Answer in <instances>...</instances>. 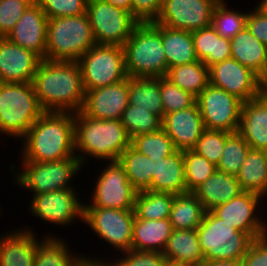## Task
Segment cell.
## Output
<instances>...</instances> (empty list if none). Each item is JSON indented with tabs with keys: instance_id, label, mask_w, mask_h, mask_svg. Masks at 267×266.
Wrapping results in <instances>:
<instances>
[{
	"instance_id": "obj_26",
	"label": "cell",
	"mask_w": 267,
	"mask_h": 266,
	"mask_svg": "<svg viewBox=\"0 0 267 266\" xmlns=\"http://www.w3.org/2000/svg\"><path fill=\"white\" fill-rule=\"evenodd\" d=\"M244 192L235 175L216 170L193 193L202 203L205 211L226 203Z\"/></svg>"
},
{
	"instance_id": "obj_12",
	"label": "cell",
	"mask_w": 267,
	"mask_h": 266,
	"mask_svg": "<svg viewBox=\"0 0 267 266\" xmlns=\"http://www.w3.org/2000/svg\"><path fill=\"white\" fill-rule=\"evenodd\" d=\"M106 165L97 177L90 204L84 207L134 209L138 191L128 181L123 165L118 160Z\"/></svg>"
},
{
	"instance_id": "obj_17",
	"label": "cell",
	"mask_w": 267,
	"mask_h": 266,
	"mask_svg": "<svg viewBox=\"0 0 267 266\" xmlns=\"http://www.w3.org/2000/svg\"><path fill=\"white\" fill-rule=\"evenodd\" d=\"M261 195L254 192H242L239 196L220 204L210 211L239 231L247 233L253 240L267 235V222L257 217Z\"/></svg>"
},
{
	"instance_id": "obj_10",
	"label": "cell",
	"mask_w": 267,
	"mask_h": 266,
	"mask_svg": "<svg viewBox=\"0 0 267 266\" xmlns=\"http://www.w3.org/2000/svg\"><path fill=\"white\" fill-rule=\"evenodd\" d=\"M86 14L96 44L124 46L139 23L130 12L104 0H88Z\"/></svg>"
},
{
	"instance_id": "obj_53",
	"label": "cell",
	"mask_w": 267,
	"mask_h": 266,
	"mask_svg": "<svg viewBox=\"0 0 267 266\" xmlns=\"http://www.w3.org/2000/svg\"><path fill=\"white\" fill-rule=\"evenodd\" d=\"M105 2L124 9L132 14V0H104Z\"/></svg>"
},
{
	"instance_id": "obj_39",
	"label": "cell",
	"mask_w": 267,
	"mask_h": 266,
	"mask_svg": "<svg viewBox=\"0 0 267 266\" xmlns=\"http://www.w3.org/2000/svg\"><path fill=\"white\" fill-rule=\"evenodd\" d=\"M130 145L153 161L161 159V157H168L177 151L172 139L162 128L156 132L140 134L131 138Z\"/></svg>"
},
{
	"instance_id": "obj_23",
	"label": "cell",
	"mask_w": 267,
	"mask_h": 266,
	"mask_svg": "<svg viewBox=\"0 0 267 266\" xmlns=\"http://www.w3.org/2000/svg\"><path fill=\"white\" fill-rule=\"evenodd\" d=\"M14 231L0 235V266H33L40 239L30 228Z\"/></svg>"
},
{
	"instance_id": "obj_8",
	"label": "cell",
	"mask_w": 267,
	"mask_h": 266,
	"mask_svg": "<svg viewBox=\"0 0 267 266\" xmlns=\"http://www.w3.org/2000/svg\"><path fill=\"white\" fill-rule=\"evenodd\" d=\"M21 163V172H17L16 165L12 164L9 170L11 169L16 177L15 183L21 188L31 190L32 195L74 188L69 181H72L71 179L83 168L77 156L50 162L22 160Z\"/></svg>"
},
{
	"instance_id": "obj_47",
	"label": "cell",
	"mask_w": 267,
	"mask_h": 266,
	"mask_svg": "<svg viewBox=\"0 0 267 266\" xmlns=\"http://www.w3.org/2000/svg\"><path fill=\"white\" fill-rule=\"evenodd\" d=\"M121 254L122 257L109 262L111 266H168L162 252L129 250Z\"/></svg>"
},
{
	"instance_id": "obj_40",
	"label": "cell",
	"mask_w": 267,
	"mask_h": 266,
	"mask_svg": "<svg viewBox=\"0 0 267 266\" xmlns=\"http://www.w3.org/2000/svg\"><path fill=\"white\" fill-rule=\"evenodd\" d=\"M226 0L215 6L211 25L224 38L231 39L246 26L248 12L229 9Z\"/></svg>"
},
{
	"instance_id": "obj_25",
	"label": "cell",
	"mask_w": 267,
	"mask_h": 266,
	"mask_svg": "<svg viewBox=\"0 0 267 266\" xmlns=\"http://www.w3.org/2000/svg\"><path fill=\"white\" fill-rule=\"evenodd\" d=\"M163 255L168 266H202L205 261L196 229H173Z\"/></svg>"
},
{
	"instance_id": "obj_16",
	"label": "cell",
	"mask_w": 267,
	"mask_h": 266,
	"mask_svg": "<svg viewBox=\"0 0 267 266\" xmlns=\"http://www.w3.org/2000/svg\"><path fill=\"white\" fill-rule=\"evenodd\" d=\"M209 83L234 95L243 103L258 97L263 92L260 77L233 58L209 67Z\"/></svg>"
},
{
	"instance_id": "obj_41",
	"label": "cell",
	"mask_w": 267,
	"mask_h": 266,
	"mask_svg": "<svg viewBox=\"0 0 267 266\" xmlns=\"http://www.w3.org/2000/svg\"><path fill=\"white\" fill-rule=\"evenodd\" d=\"M250 148L238 132L231 133L225 141L217 170L236 176Z\"/></svg>"
},
{
	"instance_id": "obj_28",
	"label": "cell",
	"mask_w": 267,
	"mask_h": 266,
	"mask_svg": "<svg viewBox=\"0 0 267 266\" xmlns=\"http://www.w3.org/2000/svg\"><path fill=\"white\" fill-rule=\"evenodd\" d=\"M229 40L231 58L261 77L267 67V46L256 39L247 26Z\"/></svg>"
},
{
	"instance_id": "obj_27",
	"label": "cell",
	"mask_w": 267,
	"mask_h": 266,
	"mask_svg": "<svg viewBox=\"0 0 267 266\" xmlns=\"http://www.w3.org/2000/svg\"><path fill=\"white\" fill-rule=\"evenodd\" d=\"M172 231L169 218L144 220L135 217L131 250L163 253Z\"/></svg>"
},
{
	"instance_id": "obj_6",
	"label": "cell",
	"mask_w": 267,
	"mask_h": 266,
	"mask_svg": "<svg viewBox=\"0 0 267 266\" xmlns=\"http://www.w3.org/2000/svg\"><path fill=\"white\" fill-rule=\"evenodd\" d=\"M44 112L32 82H0V134L22 139Z\"/></svg>"
},
{
	"instance_id": "obj_55",
	"label": "cell",
	"mask_w": 267,
	"mask_h": 266,
	"mask_svg": "<svg viewBox=\"0 0 267 266\" xmlns=\"http://www.w3.org/2000/svg\"><path fill=\"white\" fill-rule=\"evenodd\" d=\"M258 3L266 11V13H267V0H261Z\"/></svg>"
},
{
	"instance_id": "obj_15",
	"label": "cell",
	"mask_w": 267,
	"mask_h": 266,
	"mask_svg": "<svg viewBox=\"0 0 267 266\" xmlns=\"http://www.w3.org/2000/svg\"><path fill=\"white\" fill-rule=\"evenodd\" d=\"M220 0H162L155 24L172 29L196 31L211 25L212 14Z\"/></svg>"
},
{
	"instance_id": "obj_19",
	"label": "cell",
	"mask_w": 267,
	"mask_h": 266,
	"mask_svg": "<svg viewBox=\"0 0 267 266\" xmlns=\"http://www.w3.org/2000/svg\"><path fill=\"white\" fill-rule=\"evenodd\" d=\"M40 62L33 51L0 37V82H32Z\"/></svg>"
},
{
	"instance_id": "obj_22",
	"label": "cell",
	"mask_w": 267,
	"mask_h": 266,
	"mask_svg": "<svg viewBox=\"0 0 267 266\" xmlns=\"http://www.w3.org/2000/svg\"><path fill=\"white\" fill-rule=\"evenodd\" d=\"M238 133L252 149L267 151V93L242 104Z\"/></svg>"
},
{
	"instance_id": "obj_50",
	"label": "cell",
	"mask_w": 267,
	"mask_h": 266,
	"mask_svg": "<svg viewBox=\"0 0 267 266\" xmlns=\"http://www.w3.org/2000/svg\"><path fill=\"white\" fill-rule=\"evenodd\" d=\"M241 266H267V235L251 242Z\"/></svg>"
},
{
	"instance_id": "obj_29",
	"label": "cell",
	"mask_w": 267,
	"mask_h": 266,
	"mask_svg": "<svg viewBox=\"0 0 267 266\" xmlns=\"http://www.w3.org/2000/svg\"><path fill=\"white\" fill-rule=\"evenodd\" d=\"M192 38L197 59L208 68L231 58L230 40L221 37L212 25L193 31Z\"/></svg>"
},
{
	"instance_id": "obj_31",
	"label": "cell",
	"mask_w": 267,
	"mask_h": 266,
	"mask_svg": "<svg viewBox=\"0 0 267 266\" xmlns=\"http://www.w3.org/2000/svg\"><path fill=\"white\" fill-rule=\"evenodd\" d=\"M162 44L168 69L198 61L190 31L162 25Z\"/></svg>"
},
{
	"instance_id": "obj_45",
	"label": "cell",
	"mask_w": 267,
	"mask_h": 266,
	"mask_svg": "<svg viewBox=\"0 0 267 266\" xmlns=\"http://www.w3.org/2000/svg\"><path fill=\"white\" fill-rule=\"evenodd\" d=\"M36 0H0V37H7L19 18Z\"/></svg>"
},
{
	"instance_id": "obj_34",
	"label": "cell",
	"mask_w": 267,
	"mask_h": 266,
	"mask_svg": "<svg viewBox=\"0 0 267 266\" xmlns=\"http://www.w3.org/2000/svg\"><path fill=\"white\" fill-rule=\"evenodd\" d=\"M50 236L46 235L37 244L33 266H75L83 257L82 254H72L64 239Z\"/></svg>"
},
{
	"instance_id": "obj_38",
	"label": "cell",
	"mask_w": 267,
	"mask_h": 266,
	"mask_svg": "<svg viewBox=\"0 0 267 266\" xmlns=\"http://www.w3.org/2000/svg\"><path fill=\"white\" fill-rule=\"evenodd\" d=\"M120 120L130 139L140 134L156 132L162 128L160 116L148 109L138 108L131 104L123 111Z\"/></svg>"
},
{
	"instance_id": "obj_24",
	"label": "cell",
	"mask_w": 267,
	"mask_h": 266,
	"mask_svg": "<svg viewBox=\"0 0 267 266\" xmlns=\"http://www.w3.org/2000/svg\"><path fill=\"white\" fill-rule=\"evenodd\" d=\"M148 190L174 195L187 192L183 151L177 150L168 157L154 161L152 183Z\"/></svg>"
},
{
	"instance_id": "obj_33",
	"label": "cell",
	"mask_w": 267,
	"mask_h": 266,
	"mask_svg": "<svg viewBox=\"0 0 267 266\" xmlns=\"http://www.w3.org/2000/svg\"><path fill=\"white\" fill-rule=\"evenodd\" d=\"M205 209L193 192H186L174 196L170 223L176 230L197 229L201 224Z\"/></svg>"
},
{
	"instance_id": "obj_44",
	"label": "cell",
	"mask_w": 267,
	"mask_h": 266,
	"mask_svg": "<svg viewBox=\"0 0 267 266\" xmlns=\"http://www.w3.org/2000/svg\"><path fill=\"white\" fill-rule=\"evenodd\" d=\"M160 92L164 108V115L174 111L186 109L196 102L195 96L188 91L179 88L165 76L160 77Z\"/></svg>"
},
{
	"instance_id": "obj_37",
	"label": "cell",
	"mask_w": 267,
	"mask_h": 266,
	"mask_svg": "<svg viewBox=\"0 0 267 266\" xmlns=\"http://www.w3.org/2000/svg\"><path fill=\"white\" fill-rule=\"evenodd\" d=\"M174 196L150 190L139 191L134 206L135 217L144 220L169 218Z\"/></svg>"
},
{
	"instance_id": "obj_48",
	"label": "cell",
	"mask_w": 267,
	"mask_h": 266,
	"mask_svg": "<svg viewBox=\"0 0 267 266\" xmlns=\"http://www.w3.org/2000/svg\"><path fill=\"white\" fill-rule=\"evenodd\" d=\"M162 9V0H132V16L139 23L155 22Z\"/></svg>"
},
{
	"instance_id": "obj_51",
	"label": "cell",
	"mask_w": 267,
	"mask_h": 266,
	"mask_svg": "<svg viewBox=\"0 0 267 266\" xmlns=\"http://www.w3.org/2000/svg\"><path fill=\"white\" fill-rule=\"evenodd\" d=\"M75 266H111L109 262L105 263L104 259H94L84 255Z\"/></svg>"
},
{
	"instance_id": "obj_4",
	"label": "cell",
	"mask_w": 267,
	"mask_h": 266,
	"mask_svg": "<svg viewBox=\"0 0 267 266\" xmlns=\"http://www.w3.org/2000/svg\"><path fill=\"white\" fill-rule=\"evenodd\" d=\"M128 77L159 78L168 72L162 44V25L138 23L124 46Z\"/></svg>"
},
{
	"instance_id": "obj_21",
	"label": "cell",
	"mask_w": 267,
	"mask_h": 266,
	"mask_svg": "<svg viewBox=\"0 0 267 266\" xmlns=\"http://www.w3.org/2000/svg\"><path fill=\"white\" fill-rule=\"evenodd\" d=\"M47 22L44 11L35 3L26 9L6 38L46 59Z\"/></svg>"
},
{
	"instance_id": "obj_2",
	"label": "cell",
	"mask_w": 267,
	"mask_h": 266,
	"mask_svg": "<svg viewBox=\"0 0 267 266\" xmlns=\"http://www.w3.org/2000/svg\"><path fill=\"white\" fill-rule=\"evenodd\" d=\"M75 113L44 112L22 137V160L59 161L75 154Z\"/></svg>"
},
{
	"instance_id": "obj_1",
	"label": "cell",
	"mask_w": 267,
	"mask_h": 266,
	"mask_svg": "<svg viewBox=\"0 0 267 266\" xmlns=\"http://www.w3.org/2000/svg\"><path fill=\"white\" fill-rule=\"evenodd\" d=\"M32 84L45 112L81 111L85 90L78 61L41 59Z\"/></svg>"
},
{
	"instance_id": "obj_14",
	"label": "cell",
	"mask_w": 267,
	"mask_h": 266,
	"mask_svg": "<svg viewBox=\"0 0 267 266\" xmlns=\"http://www.w3.org/2000/svg\"><path fill=\"white\" fill-rule=\"evenodd\" d=\"M29 203L31 215L58 226L71 225L75 219L83 222L84 202L74 188L36 194Z\"/></svg>"
},
{
	"instance_id": "obj_13",
	"label": "cell",
	"mask_w": 267,
	"mask_h": 266,
	"mask_svg": "<svg viewBox=\"0 0 267 266\" xmlns=\"http://www.w3.org/2000/svg\"><path fill=\"white\" fill-rule=\"evenodd\" d=\"M196 102L205 129L238 132L243 104L240 99L209 83Z\"/></svg>"
},
{
	"instance_id": "obj_43",
	"label": "cell",
	"mask_w": 267,
	"mask_h": 266,
	"mask_svg": "<svg viewBox=\"0 0 267 266\" xmlns=\"http://www.w3.org/2000/svg\"><path fill=\"white\" fill-rule=\"evenodd\" d=\"M230 134V132L223 130L205 129L191 150L217 166L225 141Z\"/></svg>"
},
{
	"instance_id": "obj_46",
	"label": "cell",
	"mask_w": 267,
	"mask_h": 266,
	"mask_svg": "<svg viewBox=\"0 0 267 266\" xmlns=\"http://www.w3.org/2000/svg\"><path fill=\"white\" fill-rule=\"evenodd\" d=\"M48 19L86 13L88 0H36Z\"/></svg>"
},
{
	"instance_id": "obj_49",
	"label": "cell",
	"mask_w": 267,
	"mask_h": 266,
	"mask_svg": "<svg viewBox=\"0 0 267 266\" xmlns=\"http://www.w3.org/2000/svg\"><path fill=\"white\" fill-rule=\"evenodd\" d=\"M255 6L253 11L248 12L246 26L256 39L267 46V13L259 4Z\"/></svg>"
},
{
	"instance_id": "obj_7",
	"label": "cell",
	"mask_w": 267,
	"mask_h": 266,
	"mask_svg": "<svg viewBox=\"0 0 267 266\" xmlns=\"http://www.w3.org/2000/svg\"><path fill=\"white\" fill-rule=\"evenodd\" d=\"M205 261L241 260L253 239L235 226L205 211L201 224L196 229Z\"/></svg>"
},
{
	"instance_id": "obj_20",
	"label": "cell",
	"mask_w": 267,
	"mask_h": 266,
	"mask_svg": "<svg viewBox=\"0 0 267 266\" xmlns=\"http://www.w3.org/2000/svg\"><path fill=\"white\" fill-rule=\"evenodd\" d=\"M162 129L177 150H191L205 130L197 102L186 109L165 114Z\"/></svg>"
},
{
	"instance_id": "obj_52",
	"label": "cell",
	"mask_w": 267,
	"mask_h": 266,
	"mask_svg": "<svg viewBox=\"0 0 267 266\" xmlns=\"http://www.w3.org/2000/svg\"><path fill=\"white\" fill-rule=\"evenodd\" d=\"M202 266H241V260H212L204 261Z\"/></svg>"
},
{
	"instance_id": "obj_3",
	"label": "cell",
	"mask_w": 267,
	"mask_h": 266,
	"mask_svg": "<svg viewBox=\"0 0 267 266\" xmlns=\"http://www.w3.org/2000/svg\"><path fill=\"white\" fill-rule=\"evenodd\" d=\"M74 139L75 154L84 167L90 156L95 160L117 161L131 142L121 120L94 119L81 111L75 113Z\"/></svg>"
},
{
	"instance_id": "obj_54",
	"label": "cell",
	"mask_w": 267,
	"mask_h": 266,
	"mask_svg": "<svg viewBox=\"0 0 267 266\" xmlns=\"http://www.w3.org/2000/svg\"><path fill=\"white\" fill-rule=\"evenodd\" d=\"M260 85H261L262 91L267 93V67L264 73L262 74V76L260 77Z\"/></svg>"
},
{
	"instance_id": "obj_5",
	"label": "cell",
	"mask_w": 267,
	"mask_h": 266,
	"mask_svg": "<svg viewBox=\"0 0 267 266\" xmlns=\"http://www.w3.org/2000/svg\"><path fill=\"white\" fill-rule=\"evenodd\" d=\"M94 45L96 41L86 13L48 19L47 60L78 61Z\"/></svg>"
},
{
	"instance_id": "obj_42",
	"label": "cell",
	"mask_w": 267,
	"mask_h": 266,
	"mask_svg": "<svg viewBox=\"0 0 267 266\" xmlns=\"http://www.w3.org/2000/svg\"><path fill=\"white\" fill-rule=\"evenodd\" d=\"M183 159L187 192H193L217 170L215 164L192 150H184Z\"/></svg>"
},
{
	"instance_id": "obj_35",
	"label": "cell",
	"mask_w": 267,
	"mask_h": 266,
	"mask_svg": "<svg viewBox=\"0 0 267 266\" xmlns=\"http://www.w3.org/2000/svg\"><path fill=\"white\" fill-rule=\"evenodd\" d=\"M165 77L197 97L209 84V68L198 60L169 68Z\"/></svg>"
},
{
	"instance_id": "obj_11",
	"label": "cell",
	"mask_w": 267,
	"mask_h": 266,
	"mask_svg": "<svg viewBox=\"0 0 267 266\" xmlns=\"http://www.w3.org/2000/svg\"><path fill=\"white\" fill-rule=\"evenodd\" d=\"M134 209L84 207L83 222L119 252L131 250Z\"/></svg>"
},
{
	"instance_id": "obj_30",
	"label": "cell",
	"mask_w": 267,
	"mask_h": 266,
	"mask_svg": "<svg viewBox=\"0 0 267 266\" xmlns=\"http://www.w3.org/2000/svg\"><path fill=\"white\" fill-rule=\"evenodd\" d=\"M236 178L243 191L266 197L267 151L250 148Z\"/></svg>"
},
{
	"instance_id": "obj_32",
	"label": "cell",
	"mask_w": 267,
	"mask_h": 266,
	"mask_svg": "<svg viewBox=\"0 0 267 266\" xmlns=\"http://www.w3.org/2000/svg\"><path fill=\"white\" fill-rule=\"evenodd\" d=\"M129 104L138 108L148 109L161 118L164 117V108L160 92L159 78L128 77Z\"/></svg>"
},
{
	"instance_id": "obj_36",
	"label": "cell",
	"mask_w": 267,
	"mask_h": 266,
	"mask_svg": "<svg viewBox=\"0 0 267 266\" xmlns=\"http://www.w3.org/2000/svg\"><path fill=\"white\" fill-rule=\"evenodd\" d=\"M118 161L123 165L128 181L138 192L148 190L151 187L153 160L130 145L121 154Z\"/></svg>"
},
{
	"instance_id": "obj_9",
	"label": "cell",
	"mask_w": 267,
	"mask_h": 266,
	"mask_svg": "<svg viewBox=\"0 0 267 266\" xmlns=\"http://www.w3.org/2000/svg\"><path fill=\"white\" fill-rule=\"evenodd\" d=\"M78 64L85 92L128 78L122 46L96 44L78 59Z\"/></svg>"
},
{
	"instance_id": "obj_18",
	"label": "cell",
	"mask_w": 267,
	"mask_h": 266,
	"mask_svg": "<svg viewBox=\"0 0 267 266\" xmlns=\"http://www.w3.org/2000/svg\"><path fill=\"white\" fill-rule=\"evenodd\" d=\"M128 78L85 92L81 112L94 119L120 120L129 105Z\"/></svg>"
}]
</instances>
